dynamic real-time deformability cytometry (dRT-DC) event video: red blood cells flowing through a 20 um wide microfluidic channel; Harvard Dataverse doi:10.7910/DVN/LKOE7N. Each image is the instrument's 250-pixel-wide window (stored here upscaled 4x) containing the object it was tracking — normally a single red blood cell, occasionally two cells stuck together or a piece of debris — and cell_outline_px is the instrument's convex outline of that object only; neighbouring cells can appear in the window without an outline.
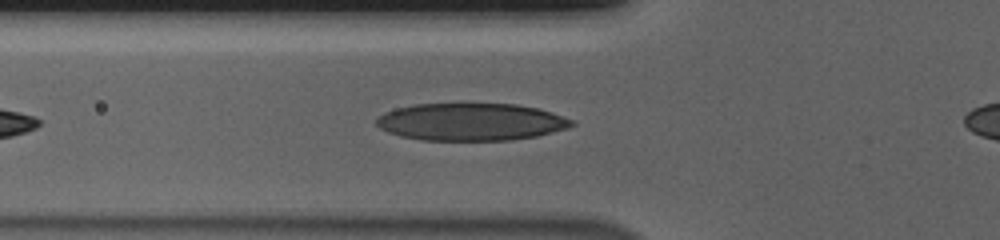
{"species": "human", "species_latin": "Homo sapiens", "temperature_condition": "cold", "stored_images_in_passage": 27, "camera_frame_rate_fps": 3000, "um_per_image_px": 0.085, "donor": {"sex": "male"}, "frame": {"image": 1, "passage_image": 6, "time_ms": 1.667, "image_size_px": [1000, 240], "cell_outline_px": [[576, 124], [568, 128], [536, 136], [508, 140], [420, 140], [400, 136], [388, 132], [380, 128], [376, 124], [376, 120], [384, 112], [396, 108], [416, 104], [516, 104], [536, 108], [552, 112], [572, 120]], "centroid_in_image_um": [40.02, 10.36], "position_along_channel_um": 85.8, "area_um2": 42.43}}
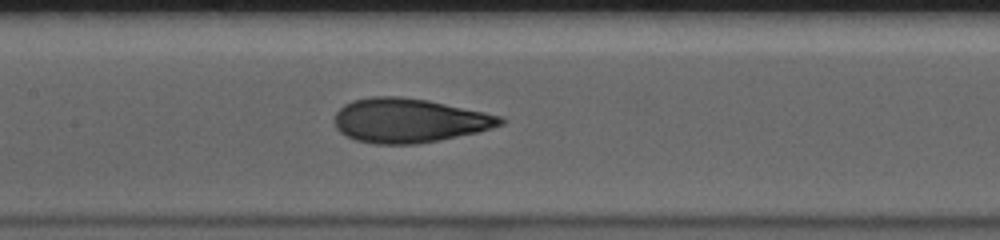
{"frame": {"image": 2, "passage_image": 13, "time_ms": 4.0, "image_size_px": [1000, 240], "cell_outline_px": [[504, 124], [480, 132], [440, 140], [416, 144], [376, 144], [356, 140], [340, 132], [336, 128], [332, 120], [336, 112], [344, 104], [352, 100], [372, 96], [400, 96], [428, 100], [484, 112], [500, 116], [504, 120]], "centroid_in_image_um": [34.75, 10.24], "position_along_channel_um": 172.7, "area_um2": 42.95}}
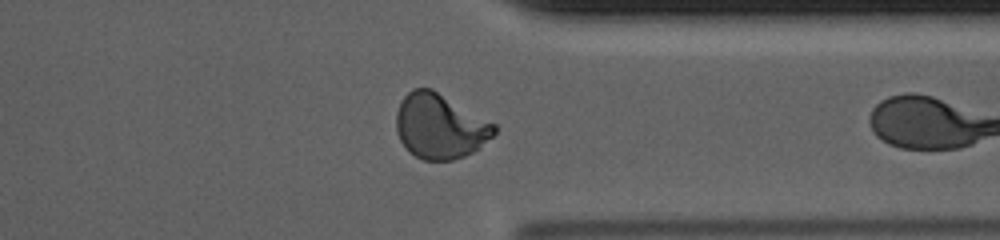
{"frame": {"image": 3, "passage_image": 26, "time_ms": 8.333, "image_size_px": [1000, 240], "cell_outline_px": [[496, 132], [480, 148], [464, 156], [452, 160], [424, 160], [408, 152], [400, 140], [396, 132], [396, 112], [400, 100], [412, 88], [432, 88], [496, 124]], "centroid_in_image_um": [37.37, 10.72], "position_along_channel_um": 374.0, "area_um2": 37.28}}